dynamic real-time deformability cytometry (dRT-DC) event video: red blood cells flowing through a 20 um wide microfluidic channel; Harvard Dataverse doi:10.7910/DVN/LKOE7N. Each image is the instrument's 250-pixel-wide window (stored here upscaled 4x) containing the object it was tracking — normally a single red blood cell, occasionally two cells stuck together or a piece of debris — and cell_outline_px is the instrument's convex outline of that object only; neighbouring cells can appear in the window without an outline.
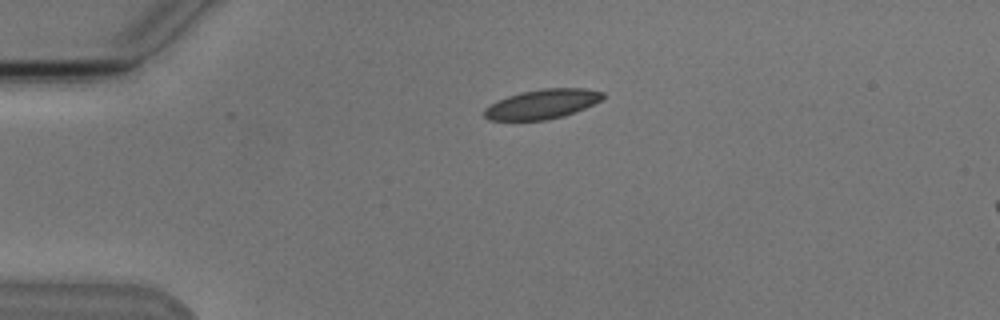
{"species": "Egyptian fruit bat (a non-hibernating species)", "species_latin": "Rousettus aegyptiacus", "temperature_condition": "cold", "stored_images_in_passage": 4, "segment_of_instrument_passage": [1, 2], "camera_frame_rate_fps": 3000, "um_per_image_px": 0.085, "animal": {"sex": "male"}, "frame": {"image": 1, "passage_image": 2, "time_ms": 1.333, "image_size_px": [1000, 320], "cell_outline_px": [[604, 96], [600, 100], [584, 108], [564, 116], [544, 120], [488, 120], [484, 116], [484, 108], [496, 100], [520, 92], [544, 88], [584, 88], [604, 92]], "centroid_in_image_um": [46.05, 8.84], "position_along_channel_um": 39.0, "area_um2": 20.35}}